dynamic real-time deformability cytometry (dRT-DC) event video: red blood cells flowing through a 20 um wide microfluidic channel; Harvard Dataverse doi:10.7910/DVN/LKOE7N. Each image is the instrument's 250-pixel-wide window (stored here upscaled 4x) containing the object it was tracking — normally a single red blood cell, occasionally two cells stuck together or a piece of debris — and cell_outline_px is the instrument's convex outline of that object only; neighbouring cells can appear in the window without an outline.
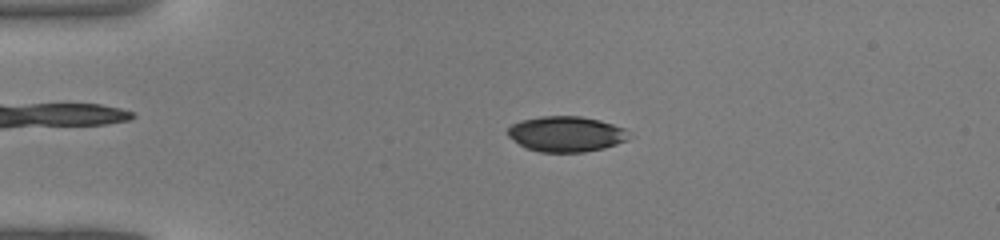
{"species": "common noctule bat (a hibernating species)", "species_latin": "Nyctalus noctula", "temperature_condition": "warm", "stored_images_in_passage": 43, "camera_frame_rate_fps": 3000, "um_per_image_px": 0.085, "animal": {"sex": "male", "body_mass_g": 19.0, "forearm_length_mm": 50.8}, "frame": {"image": 1, "passage_image": 10, "time_ms": 3.0, "image_size_px": [1000, 240], "cell_outline_px": [[628, 140], [604, 148], [584, 152], [540, 152], [524, 148], [508, 136], [508, 128], [512, 124], [520, 120], [540, 116], [580, 116], [600, 120], [624, 128]], "centroid_in_image_um": [48.07, 11.39], "position_along_channel_um": 36.9, "area_um2": 25.03}}
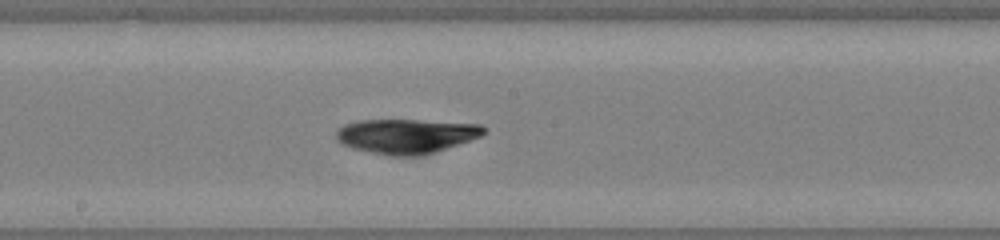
{"frame": {"image": 2, "passage_image": 24, "time_ms": 7.667, "image_size_px": [1000, 240], "cell_outline_px": [[484, 132], [480, 136], [436, 152], [424, 156], [388, 156], [352, 148], [336, 140], [336, 132], [344, 124], [360, 120], [416, 120], [480, 124], [484, 128]], "centroid_in_image_um": [34.5, 11.58], "position_along_channel_um": 213.7, "area_um2": 29.65}}
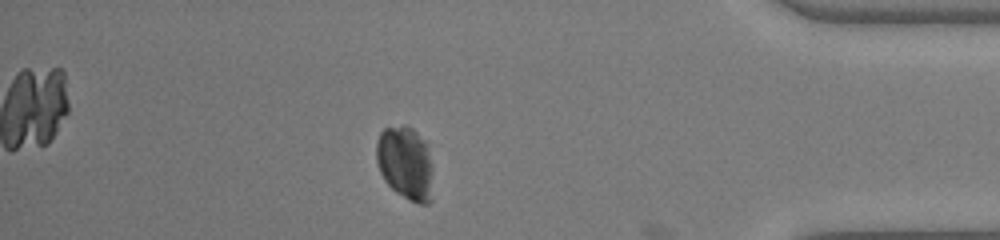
{"frame": {"image": 3, "passage_image": 38, "time_ms": 12.333, "image_size_px": [1000, 240], "cell_outline_px": [[432, 200], [428, 204], [420, 204], [408, 200], [396, 192], [384, 180], [380, 172], [376, 160], [376, 140], [380, 132], [384, 128], [404, 124], [412, 128], [428, 144], [432, 168]], "centroid_in_image_um": [34.46, 13.86], "position_along_channel_um": 400.7, "area_um2": 24.74}}